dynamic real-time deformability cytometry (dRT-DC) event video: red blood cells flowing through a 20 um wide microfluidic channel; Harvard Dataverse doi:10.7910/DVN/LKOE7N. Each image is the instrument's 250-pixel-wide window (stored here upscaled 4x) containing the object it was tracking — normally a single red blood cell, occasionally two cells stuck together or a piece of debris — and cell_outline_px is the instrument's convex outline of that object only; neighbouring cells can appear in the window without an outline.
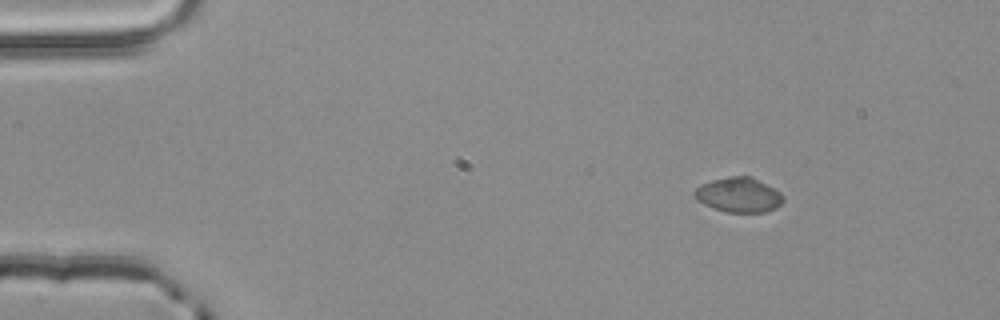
{"species": "common noctule bat (a hibernating species)", "species_latin": "Nyctalus noctula", "temperature_condition": "room temperature", "stored_images_in_passage": 3, "camera_frame_rate_fps": 3000, "um_per_image_px": 0.085, "animal": {"sex": "male", "body_mass_g": 20.4}, "frame": {"image": 1, "passage_image": 1, "time_ms": 0.0, "image_size_px": [1000, 320], "cell_outline_px": [[784, 200], [776, 208], [768, 212], [724, 212], [712, 208], [696, 200], [692, 196], [692, 192], [700, 184], [712, 180], [728, 176], [752, 176], [780, 192], [784, 196]], "centroid_in_image_um": [62.76, 16.57], "position_along_channel_um": 22.2, "area_um2": 18.26}}
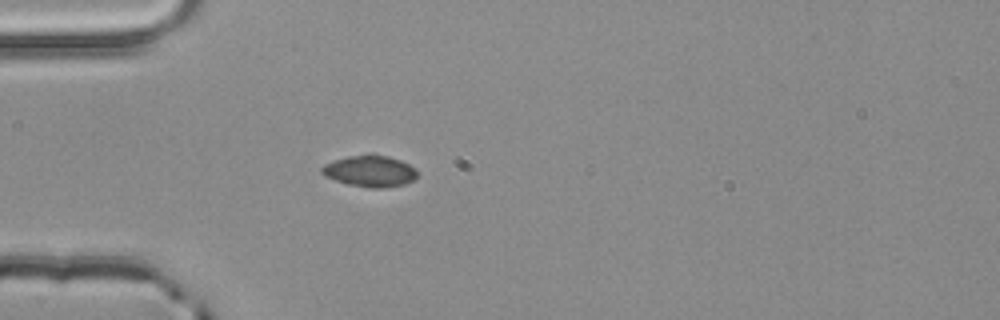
{"frame": {"image": 2, "passage_image": 3, "time_ms": 0.667, "image_size_px": [1000, 320], "cell_outline_px": [[416, 180], [404, 184], [384, 188], [372, 188], [348, 184], [324, 176], [320, 172], [320, 168], [324, 164], [348, 156], [388, 156], [400, 160], [416, 168]], "centroid_in_image_um": [31.45, 14.57], "position_along_channel_um": 53.5, "area_um2": 17.17}}